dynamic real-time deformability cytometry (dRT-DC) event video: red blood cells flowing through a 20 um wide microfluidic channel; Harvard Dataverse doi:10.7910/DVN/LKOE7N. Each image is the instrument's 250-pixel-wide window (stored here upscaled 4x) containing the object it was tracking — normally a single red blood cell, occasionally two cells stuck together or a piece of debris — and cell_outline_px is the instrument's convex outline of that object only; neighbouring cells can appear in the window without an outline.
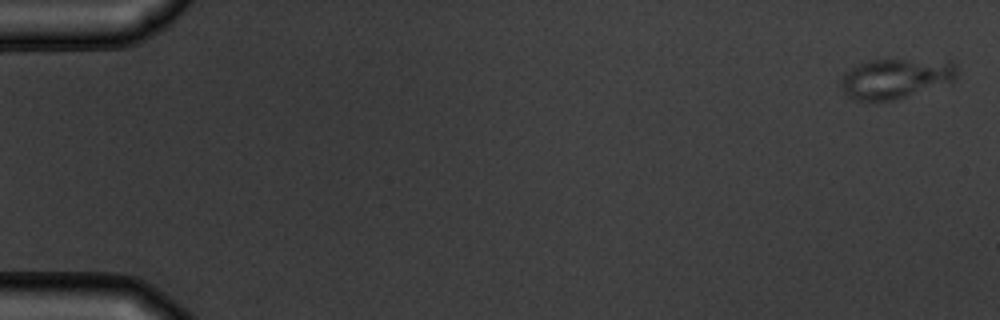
{"species": "common noctule bat (a hibernating species)", "species_latin": "Nyctalus noctula", "temperature_condition": "warm", "stored_images_in_passage": 6, "camera_frame_rate_fps": 3000, "um_per_image_px": 0.085, "animal": {"sex": "male", "body_mass_g": 19.5, "forearm_length_mm": 54.6}, "frame": {"image": 1, "passage_image": 1, "time_ms": 0.0, "image_size_px": [1000, 320], "cell_outline_px": [[956, 76], [952, 80], [892, 100], [856, 100], [848, 96], [840, 88], [840, 76], [844, 72], [860, 64], [872, 60], [904, 60], [956, 64]], "centroid_in_image_um": [75.96, 6.68], "position_along_channel_um": 9.0, "area_um2": 25.72}}